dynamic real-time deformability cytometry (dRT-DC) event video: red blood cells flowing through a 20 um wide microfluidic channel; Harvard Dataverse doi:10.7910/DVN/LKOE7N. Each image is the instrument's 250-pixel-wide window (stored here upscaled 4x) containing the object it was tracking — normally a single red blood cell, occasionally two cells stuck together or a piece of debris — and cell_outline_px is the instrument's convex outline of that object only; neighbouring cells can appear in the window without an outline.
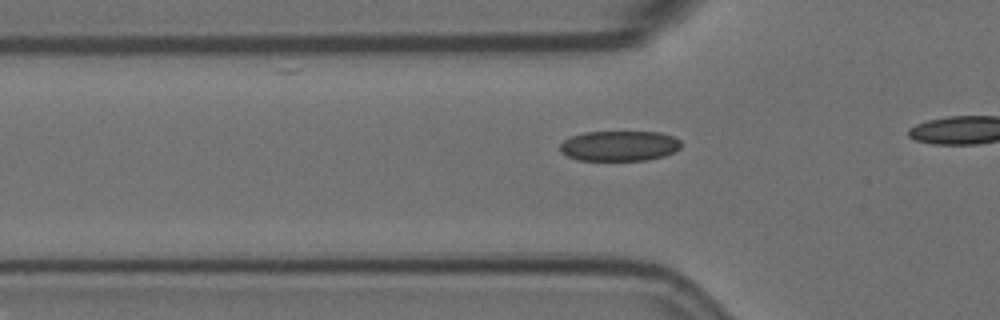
{"species": "Egyptian fruit bat (a non-hibernating species)", "species_latin": "Rousettus aegyptiacus", "temperature_condition": "room temperature", "stored_images_in_passage": 11, "camera_frame_rate_fps": 3000, "um_per_image_px": 0.085, "animal": {"sex": "female"}, "frame": {"image": 1, "passage_image": 5, "time_ms": 1.333, "image_size_px": [1000, 320], "cell_outline_px": [[680, 148], [664, 156], [648, 160], [580, 160], [568, 156], [560, 152], [560, 144], [564, 140], [572, 136], [584, 132], [660, 132], [672, 136], [680, 140]], "centroid_in_image_um": [52.64, 12.4], "position_along_channel_um": 73.2, "area_um2": 21.27}}
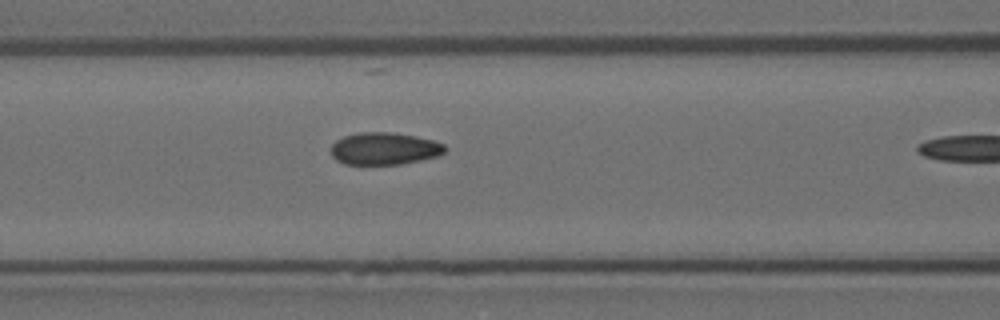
{"frame": {"image": 2, "passage_image": 10, "time_ms": 3.0, "image_size_px": [1000, 320], "cell_outline_px": [[448, 148], [444, 152], [436, 156], [420, 160], [400, 164], [344, 164], [336, 160], [332, 156], [332, 144], [336, 140], [344, 136], [360, 132], [392, 132], [416, 136], [432, 140], [444, 144]], "centroid_in_image_um": [32.67, 12.62], "position_along_channel_um": 133.9, "area_um2": 21.39}}